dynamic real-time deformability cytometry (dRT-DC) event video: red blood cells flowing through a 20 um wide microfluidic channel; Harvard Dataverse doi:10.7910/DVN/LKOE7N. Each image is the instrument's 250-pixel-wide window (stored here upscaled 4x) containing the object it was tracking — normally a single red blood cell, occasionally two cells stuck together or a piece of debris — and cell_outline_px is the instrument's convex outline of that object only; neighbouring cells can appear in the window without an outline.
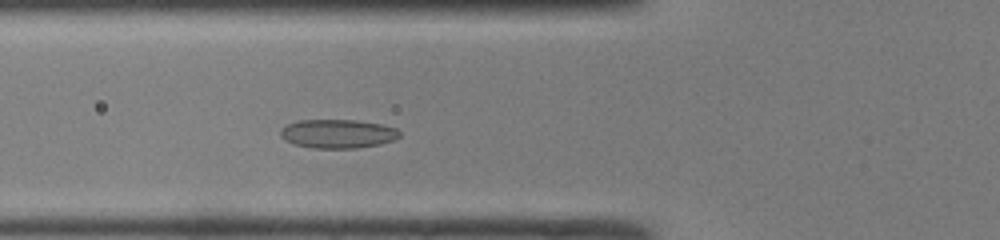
{"species": "common noctule bat (a hibernating species)", "species_latin": "Nyctalus noctula", "temperature_condition": "room temperature", "stored_images_in_passage": 41, "camera_frame_rate_fps": 3000, "um_per_image_px": 0.085, "animal": {"sex": "male", "body_mass_g": 19.0, "forearm_length_mm": 50.8}, "frame": {"image": 1, "passage_image": 11, "time_ms": 3.333, "image_size_px": [1000, 240], "cell_outline_px": [[400, 136], [392, 140], [380, 144], [356, 148], [312, 148], [296, 144], [280, 136], [280, 132], [288, 124], [300, 120], [356, 120], [380, 124], [396, 128], [400, 132]], "centroid_in_image_um": [28.74, 11.36], "position_along_channel_um": 97.1, "area_um2": 19.71}}
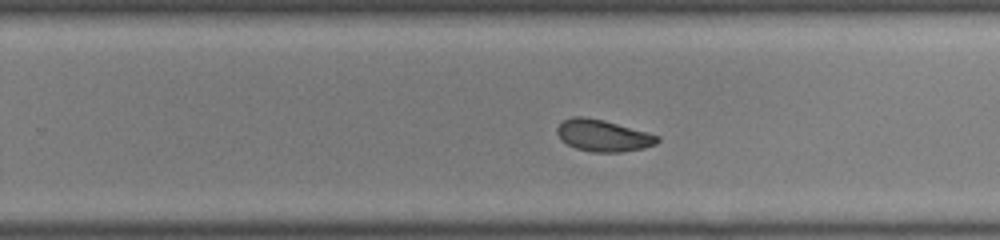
{"frame": {"image": 2, "passage_image": 24, "time_ms": 7.667, "image_size_px": [1000, 240], "cell_outline_px": [[660, 140], [656, 144], [644, 148], [620, 152], [592, 152], [576, 148], [568, 144], [556, 132], [556, 128], [564, 120], [572, 116], [584, 116], [604, 120], [648, 132], [660, 136]], "centroid_in_image_um": [51.3, 11.52], "position_along_channel_um": 278.5, "area_um2": 18.5}}
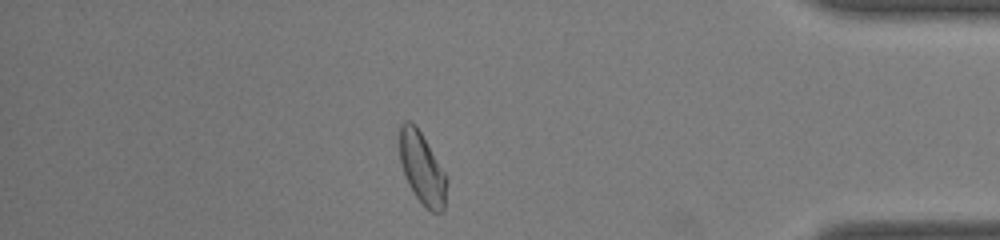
{"frame": {"image": 3, "passage_image": 35, "time_ms": 11.333, "image_size_px": [1000, 240], "cell_outline_px": [[448, 180], [444, 208], [440, 212], [432, 212], [424, 208], [408, 184], [400, 160], [400, 124], [404, 120], [408, 120], [416, 124], [444, 172]], "centroid_in_image_um": [35.88, 14.31], "position_along_channel_um": 399.3, "area_um2": 19.59}, "authors_computed_cell_mechanics": {"area_um2": 19.652, "velocity_mm_per_s": 4.1936, "shape_relaxation_time_tau1_ms": 8.9505, "shape_relaxation_time_tau2_ms": 2.2168, "deformation_change_tau1": 0.1752, "deformation_change_tau2": 0.0622}}